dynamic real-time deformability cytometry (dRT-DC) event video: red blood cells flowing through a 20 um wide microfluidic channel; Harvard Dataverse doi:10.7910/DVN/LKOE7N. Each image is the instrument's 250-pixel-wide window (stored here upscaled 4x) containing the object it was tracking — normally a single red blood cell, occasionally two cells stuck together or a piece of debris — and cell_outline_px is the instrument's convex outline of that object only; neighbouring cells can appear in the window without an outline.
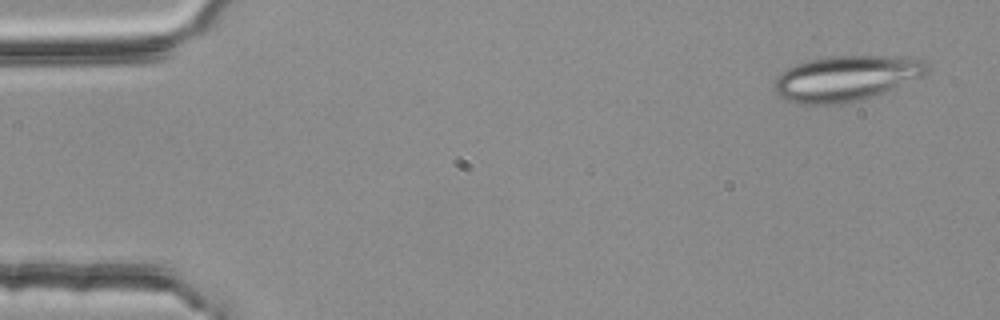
{"species": "common noctule bat (a hibernating species)", "species_latin": "Nyctalus noctula", "temperature_condition": "room temperature", "stored_images_in_passage": 4, "camera_frame_rate_fps": 3000, "um_per_image_px": 0.085, "animal": {"sex": "female", "body_mass_g": 25.1}, "frame": {"image": 1, "passage_image": 1, "time_ms": 0.0, "image_size_px": [1000, 320], "cell_outline_px": [[928, 68], [920, 76], [892, 88], [872, 96], [860, 100], [840, 104], [796, 104], [780, 96], [772, 88], [772, 84], [776, 76], [780, 72], [796, 64], [812, 60], [832, 56], [916, 56], [924, 60]], "centroid_in_image_um": [71.86, 6.65], "position_along_channel_um": 13.1, "area_um2": 40.17}}